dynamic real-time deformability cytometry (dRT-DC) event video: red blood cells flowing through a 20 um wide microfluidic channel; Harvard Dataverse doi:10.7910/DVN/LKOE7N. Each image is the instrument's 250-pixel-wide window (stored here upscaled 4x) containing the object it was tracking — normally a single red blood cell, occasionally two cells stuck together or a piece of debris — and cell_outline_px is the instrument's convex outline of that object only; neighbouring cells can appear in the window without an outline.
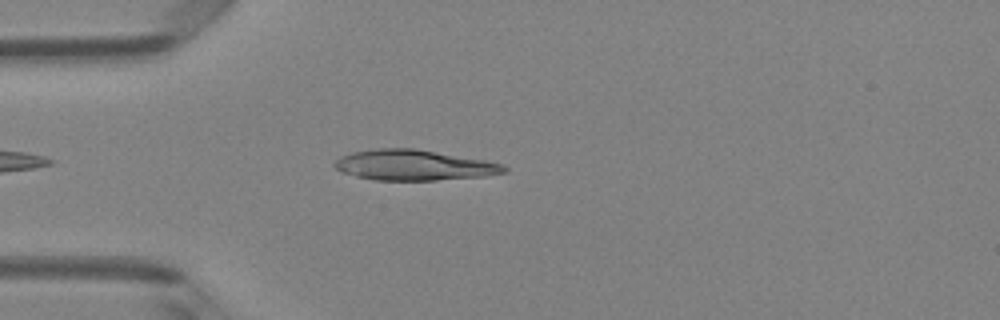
{"species": "Egyptian fruit bat (a non-hibernating species)", "species_latin": "Rousettus aegyptiacus", "temperature_condition": "room temperature", "stored_images_in_passage": 38, "camera_frame_rate_fps": 3000, "um_per_image_px": 0.085, "animal": {"sex": "female"}, "frame": {"image": 1, "passage_image": 5, "time_ms": 1.333, "image_size_px": [1000, 320], "cell_outline_px": [[508, 172], [484, 176], [436, 180], [376, 180], [356, 176], [344, 172], [336, 168], [332, 164], [340, 156], [352, 152], [376, 148], [416, 148], [484, 160], [504, 164], [508, 168]], "centroid_in_image_um": [35.2, 14.03], "position_along_channel_um": 49.8, "area_um2": 30.11}}
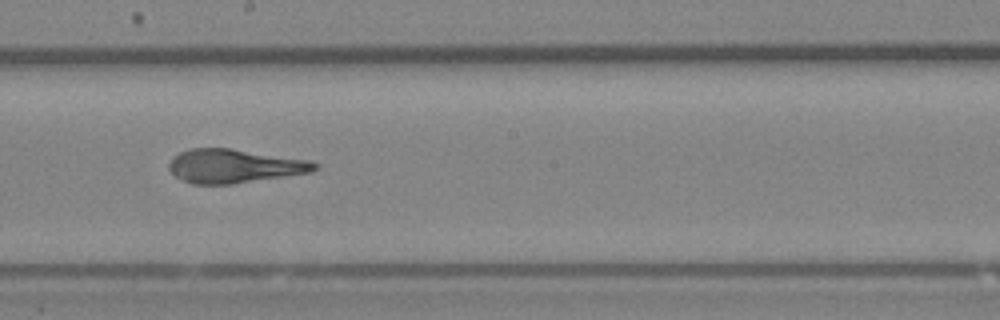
{"frame": {"image": 2, "passage_image": 19, "time_ms": 6.0, "image_size_px": [1000, 320], "cell_outline_px": [[320, 168], [312, 172], [232, 184], [192, 184], [176, 176], [168, 168], [168, 164], [172, 156], [188, 148], [232, 148], [312, 160], [320, 164]], "centroid_in_image_um": [19.96, 14.1], "position_along_channel_um": 228.2, "area_um2": 29.02}}
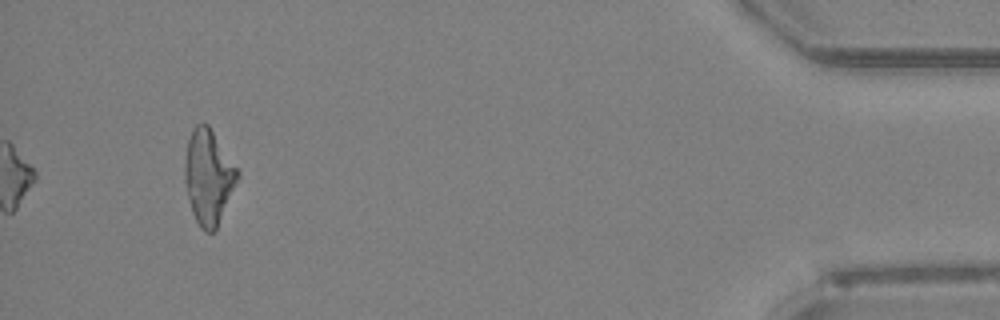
{"frame": {"image": 3, "passage_image": 38, "time_ms": 12.333, "image_size_px": [1000, 320], "cell_outline_px": [[240, 176], [216, 228], [212, 232], [204, 232], [200, 228], [192, 212], [188, 200], [184, 180], [184, 160], [188, 140], [192, 128], [196, 124], [204, 120], [208, 124], [240, 172]], "centroid_in_image_um": [17.7, 15.0], "position_along_channel_um": 417.5, "area_um2": 29.25}, "authors_computed_cell_mechanics": {"area_um2": 28.611, "velocity_mm_per_s": 4.0851, "shape_relaxation_time_tau1_ms": 6.8903, "shape_relaxation_time_tau2_ms": 1.1272, "deformation_change_tau1": 0.2494, "deformation_change_tau2": 0.0768}}